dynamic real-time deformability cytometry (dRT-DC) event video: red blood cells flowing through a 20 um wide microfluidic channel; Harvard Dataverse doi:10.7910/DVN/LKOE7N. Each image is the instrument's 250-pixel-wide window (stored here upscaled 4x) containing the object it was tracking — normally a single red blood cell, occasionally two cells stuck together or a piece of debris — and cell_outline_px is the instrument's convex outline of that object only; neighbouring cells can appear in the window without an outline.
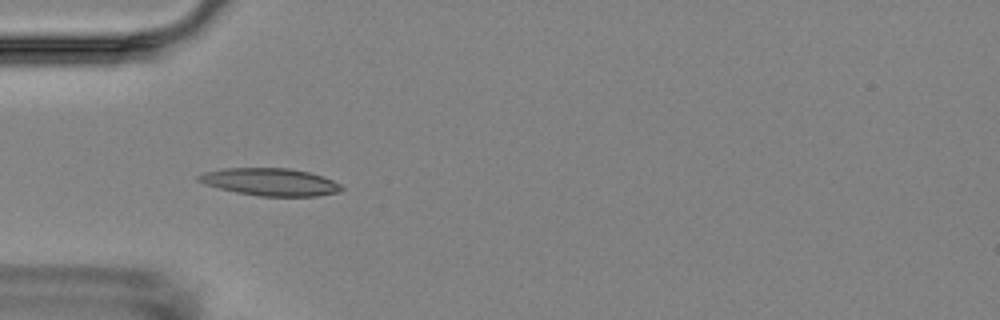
{"species": "Egyptian fruit bat (a non-hibernating species)", "species_latin": "Rousettus aegyptiacus", "temperature_condition": "room temperature", "stored_images_in_passage": 7, "camera_frame_rate_fps": 3000, "um_per_image_px": 0.085, "animal": {"sex": "female"}, "frame": {"image": 1, "passage_image": 6, "time_ms": 5.667, "image_size_px": [1000, 320], "cell_outline_px": [[344, 188], [340, 192], [316, 196], [260, 196], [236, 192], [204, 184], [196, 180], [196, 176], [204, 172], [224, 168], [288, 168], [308, 172], [332, 180], [340, 184]], "centroid_in_image_um": [22.94, 15.46], "position_along_channel_um": 62.1, "area_um2": 22.77}}